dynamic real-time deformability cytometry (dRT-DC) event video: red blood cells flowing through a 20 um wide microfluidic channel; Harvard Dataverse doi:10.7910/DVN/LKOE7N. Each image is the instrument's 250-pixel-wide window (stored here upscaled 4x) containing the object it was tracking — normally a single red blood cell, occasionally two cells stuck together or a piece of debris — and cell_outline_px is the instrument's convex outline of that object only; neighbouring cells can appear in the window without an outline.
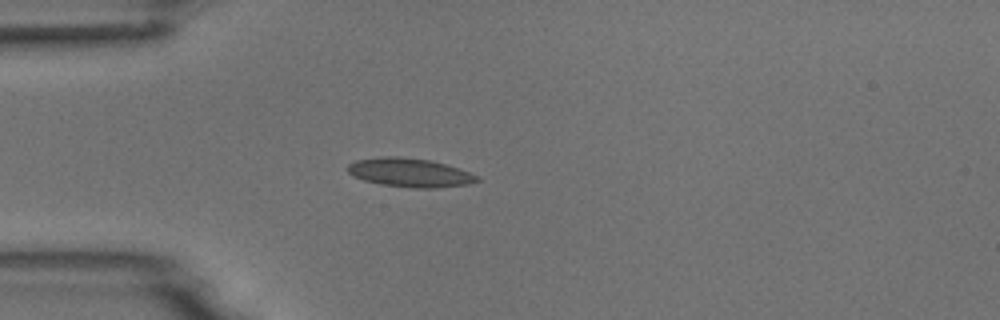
{"species": "common noctule bat (a hibernating species)", "species_latin": "Nyctalus noctula", "temperature_condition": "room temperature", "stored_images_in_passage": 5, "camera_frame_rate_fps": 3000, "um_per_image_px": 0.085, "animal": {"sex": "male", "body_mass_g": 18.8}, "frame": {"image": 1, "passage_image": 3, "time_ms": 2.333, "image_size_px": [1000, 320], "cell_outline_px": [[480, 180], [468, 184], [436, 188], [416, 188], [380, 184], [364, 180], [352, 176], [344, 168], [348, 164], [356, 160], [384, 156], [396, 156], [432, 160], [480, 176]], "centroid_in_image_um": [34.79, 14.67], "position_along_channel_um": 50.2, "area_um2": 21.73}}